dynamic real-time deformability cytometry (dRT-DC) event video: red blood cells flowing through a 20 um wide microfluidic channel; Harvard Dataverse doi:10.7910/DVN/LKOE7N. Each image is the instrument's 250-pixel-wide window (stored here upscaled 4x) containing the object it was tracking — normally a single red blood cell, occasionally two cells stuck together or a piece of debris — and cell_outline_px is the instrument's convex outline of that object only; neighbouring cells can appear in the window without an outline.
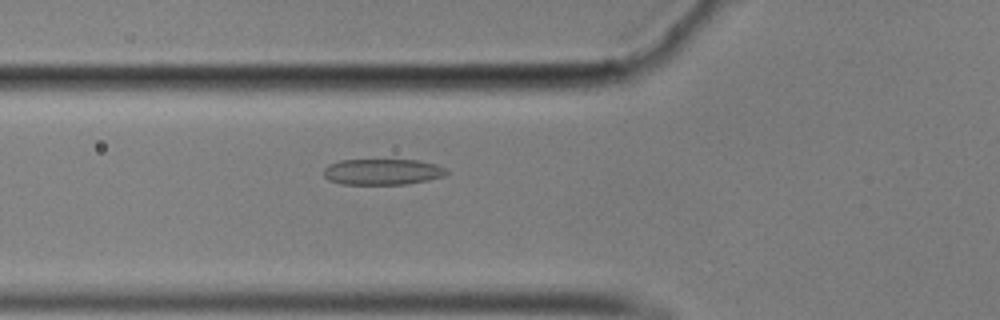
{"species": "common noctule bat (a hibernating species)", "species_latin": "Nyctalus noctula", "temperature_condition": "cold", "stored_images_in_passage": 36, "camera_frame_rate_fps": 3000, "um_per_image_px": 0.085, "animal": {"sex": "male", "body_mass_g": 17.9}, "frame": {"image": 1, "passage_image": 9, "time_ms": 2.667, "image_size_px": [1000, 320], "cell_outline_px": [[448, 172], [444, 176], [428, 180], [404, 184], [340, 184], [328, 180], [324, 176], [324, 168], [328, 164], [340, 160], [420, 160], [436, 164], [444, 168]], "centroid_in_image_um": [32.48, 14.6], "position_along_channel_um": 93.3, "area_um2": 18.61}}
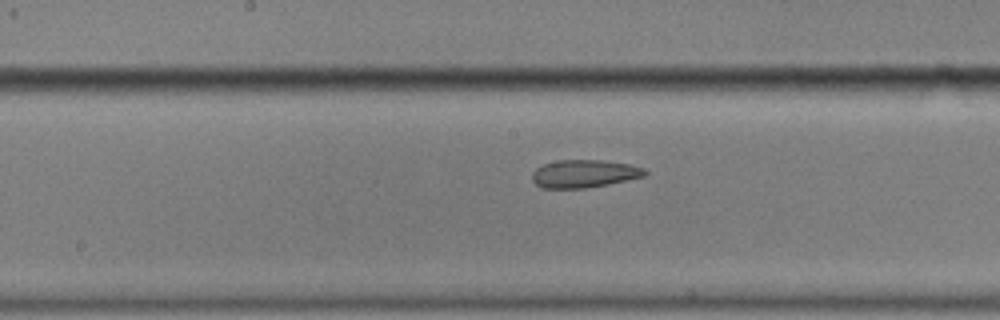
{"frame": {"image": 2, "passage_image": 18, "time_ms": 5.667, "image_size_px": [1000, 320], "cell_outline_px": [[648, 172], [644, 176], [608, 184], [584, 188], [540, 188], [532, 180], [532, 172], [536, 168], [544, 164], [556, 160], [600, 160], [628, 164], [644, 168]], "centroid_in_image_um": [49.62, 14.76], "position_along_channel_um": 198.6, "area_um2": 18.21}}
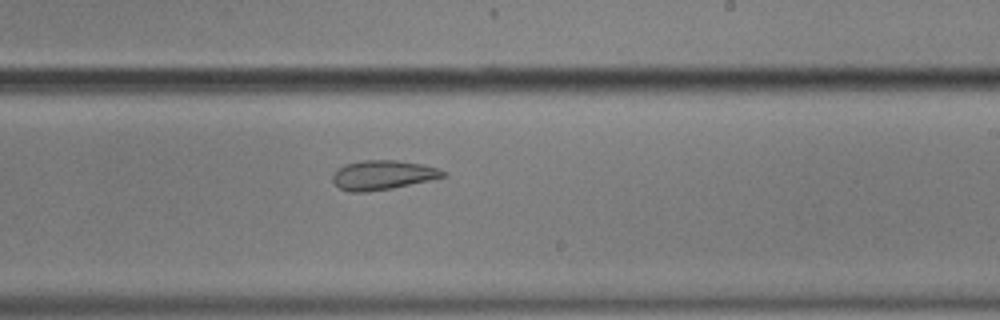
{"frame": {"image": 3, "passage_image": 23, "time_ms": 7.333, "image_size_px": [1000, 320], "cell_outline_px": [[444, 176], [428, 180], [392, 188], [364, 192], [348, 192], [340, 188], [332, 180], [332, 176], [344, 164], [364, 160], [396, 160], [424, 164], [440, 168], [444, 172]], "centroid_in_image_um": [32.52, 14.87], "position_along_channel_um": 256.5, "area_um2": 18.67}, "authors_computed_cell_mechanics": {"area_um2": 18.6116, "velocity_mm_per_s": 3.4862, "shape_relaxation_time_tau1_ms": null, "shape_relaxation_time_tau2_ms": 2.9076, "deformation_change_tau1": null, "deformation_change_tau2": 0.0936}}